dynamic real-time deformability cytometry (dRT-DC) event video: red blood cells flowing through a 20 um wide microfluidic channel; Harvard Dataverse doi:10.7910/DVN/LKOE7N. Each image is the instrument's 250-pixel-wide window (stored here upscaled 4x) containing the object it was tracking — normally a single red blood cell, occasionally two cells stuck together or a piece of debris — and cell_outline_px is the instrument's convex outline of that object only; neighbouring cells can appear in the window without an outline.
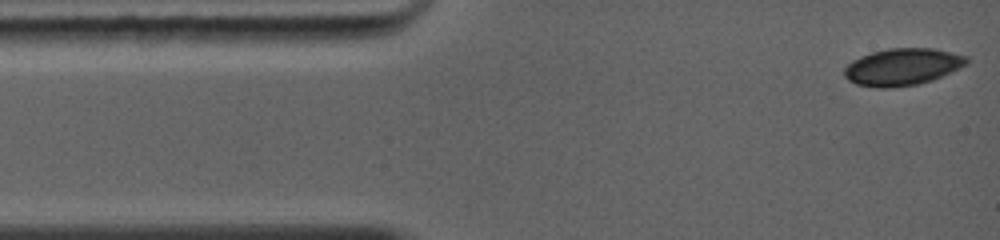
{"species": "common noctule bat (a hibernating species)", "species_latin": "Nyctalus noctula", "temperature_condition": "warm", "stored_images_in_passage": 4, "camera_frame_rate_fps": 5000, "um_per_image_px": 0.085, "animal": {"sex": "female", "body_mass_g": 19.0, "forearm_length_mm": 56.7}, "frame": {"image": 1, "passage_image": 1, "time_ms": 0.0, "image_size_px": [1000, 240], "cell_outline_px": [[968, 64], [960, 68], [932, 80], [916, 84], [892, 88], [876, 88], [856, 84], [848, 80], [844, 76], [844, 68], [852, 60], [860, 56], [872, 52], [888, 48], [932, 48], [968, 56]], "centroid_in_image_um": [76.69, 5.68], "position_along_channel_um": 8.3, "area_um2": 26.47}}